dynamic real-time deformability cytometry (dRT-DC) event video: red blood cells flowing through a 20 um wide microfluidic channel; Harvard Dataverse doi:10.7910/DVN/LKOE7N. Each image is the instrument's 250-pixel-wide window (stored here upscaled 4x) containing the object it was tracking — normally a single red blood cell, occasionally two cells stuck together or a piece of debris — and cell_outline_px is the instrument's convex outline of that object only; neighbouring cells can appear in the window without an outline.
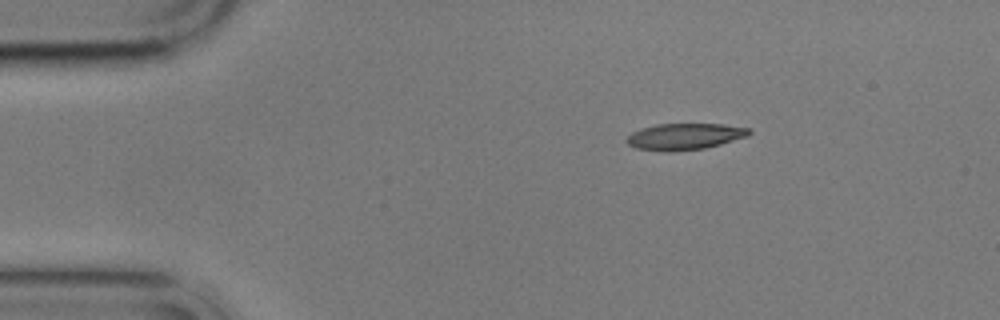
{"species": "common noctule bat (a hibernating species)", "species_latin": "Nyctalus noctula", "temperature_condition": "cold", "stored_images_in_passage": 3, "camera_frame_rate_fps": 3000, "um_per_image_px": 0.085, "animal": {"sex": "male", "body_mass_g": 17.9}, "frame": {"image": 1, "passage_image": 1, "time_ms": 0.0, "image_size_px": [1000, 320], "cell_outline_px": [[752, 132], [748, 136], [720, 144], [704, 148], [672, 152], [664, 152], [636, 148], [628, 144], [624, 140], [632, 132], [640, 128], [656, 124], [724, 124], [748, 128]], "centroid_in_image_um": [58.16, 11.6], "position_along_channel_um": 26.8, "area_um2": 18.96}}